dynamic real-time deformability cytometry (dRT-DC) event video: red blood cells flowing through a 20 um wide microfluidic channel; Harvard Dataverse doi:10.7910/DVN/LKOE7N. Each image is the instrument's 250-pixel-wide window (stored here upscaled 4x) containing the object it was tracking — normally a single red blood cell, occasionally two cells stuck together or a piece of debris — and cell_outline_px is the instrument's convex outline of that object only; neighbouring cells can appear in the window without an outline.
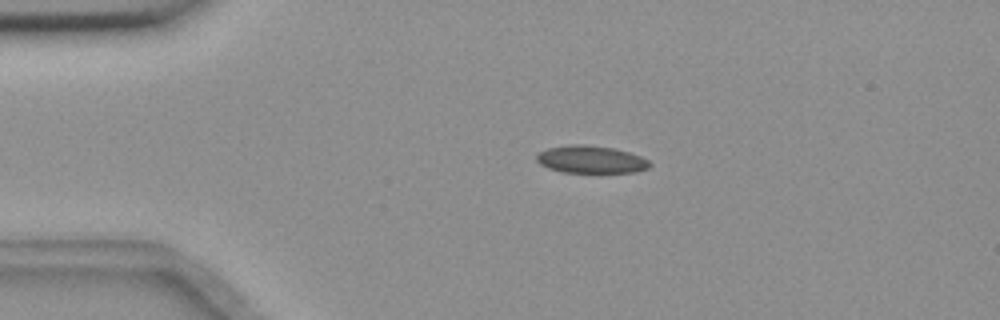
{"species": "common noctule bat (a hibernating species)", "species_latin": "Nyctalus noctula", "temperature_condition": "room temperature", "stored_images_in_passage": 45, "camera_frame_rate_fps": 3000, "um_per_image_px": 0.085, "animal": {"sex": "female", "body_mass_g": 18.4}, "frame": {"image": 1, "passage_image": 1, "time_ms": 0.0, "image_size_px": [1000, 320], "cell_outline_px": [[652, 164], [648, 168], [636, 172], [564, 172], [548, 168], [540, 164], [536, 160], [536, 156], [540, 152], [548, 148], [572, 144], [584, 144], [612, 148], [628, 152], [640, 156], [648, 160]], "centroid_in_image_um": [50.23, 13.55], "position_along_channel_um": 34.8, "area_um2": 17.98}}
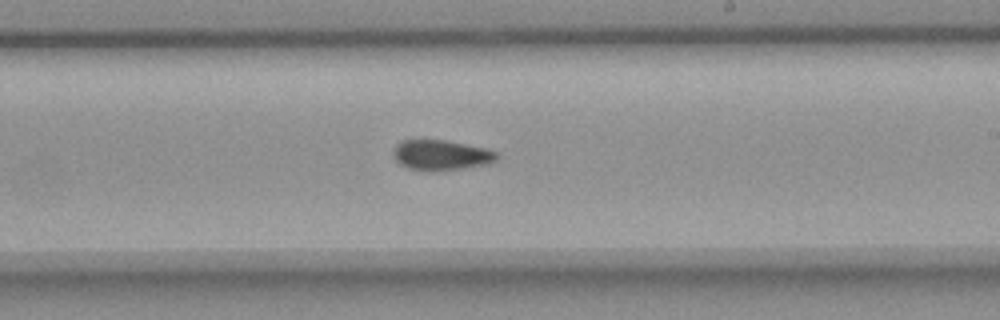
{"frame": {"image": 2, "passage_image": 22, "time_ms": 7.0, "image_size_px": [1000, 320], "cell_outline_px": [[500, 156], [496, 160], [484, 164], [436, 172], [408, 168], [400, 164], [396, 160], [392, 152], [396, 144], [400, 140], [444, 140], [488, 148], [496, 152]], "centroid_in_image_um": [37.48, 13.17], "position_along_channel_um": 251.5, "area_um2": 18.26}}
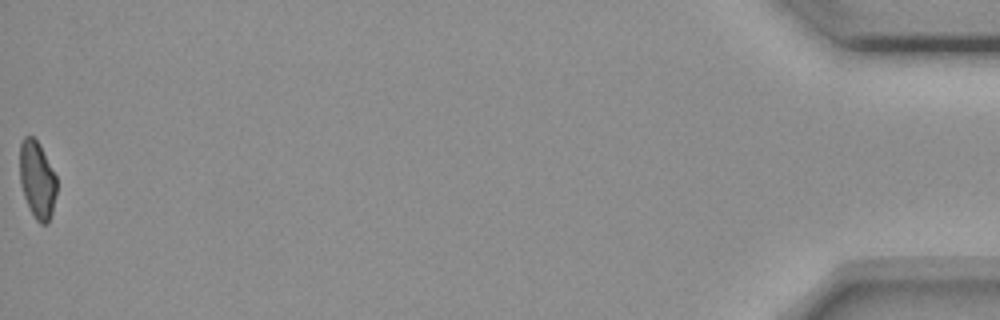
{"frame": {"image": 3, "passage_image": 45, "time_ms": 14.667, "image_size_px": [1000, 320], "cell_outline_px": [[56, 192], [52, 212], [48, 224], [40, 224], [36, 220], [24, 196], [20, 184], [20, 144], [24, 136], [32, 136], [40, 144], [56, 176]], "centroid_in_image_um": [3.16, 15.27], "position_along_channel_um": 432.0, "area_um2": 16.53}, "authors_computed_cell_mechanics": {"area_um2": 17.9758, "velocity_mm_per_s": 3.6553, "shape_relaxation_time_tau1_ms": 8.2306, "shape_relaxation_time_tau2_ms": 5.2439, "deformation_change_tau1": 0.1519, "deformation_change_tau2": 0.1116}}